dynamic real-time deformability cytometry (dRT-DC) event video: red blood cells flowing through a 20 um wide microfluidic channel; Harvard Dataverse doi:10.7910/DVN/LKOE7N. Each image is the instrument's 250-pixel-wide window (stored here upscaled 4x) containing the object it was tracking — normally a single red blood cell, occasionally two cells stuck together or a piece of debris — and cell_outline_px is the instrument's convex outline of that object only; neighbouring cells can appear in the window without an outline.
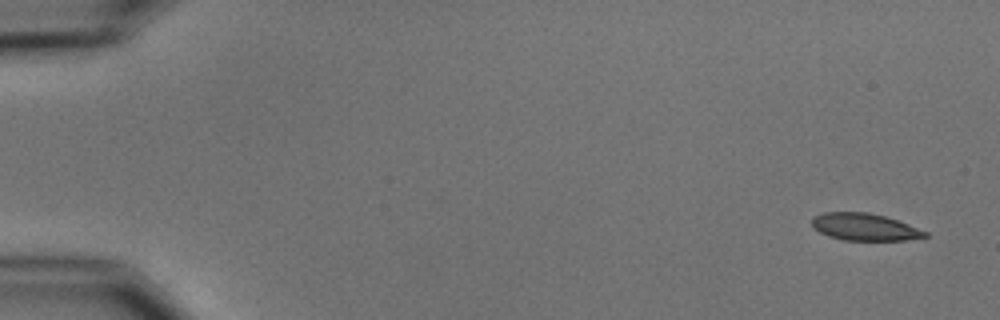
{"species": "common noctule bat (a hibernating species)", "species_latin": "Nyctalus noctula", "temperature_condition": "cold", "stored_images_in_passage": 5, "camera_frame_rate_fps": 3000, "um_per_image_px": 0.085, "animal": {"sex": "male", "body_mass_g": 15.6}, "frame": {"image": 1, "passage_image": 1, "time_ms": 0.0, "image_size_px": [1000, 320], "cell_outline_px": [[928, 236], [904, 240], [844, 240], [828, 236], [812, 228], [812, 216], [824, 212], [868, 212], [884, 216], [908, 224], [928, 232]], "centroid_in_image_um": [73.45, 19.29], "position_along_channel_um": 11.6, "area_um2": 17.86}}
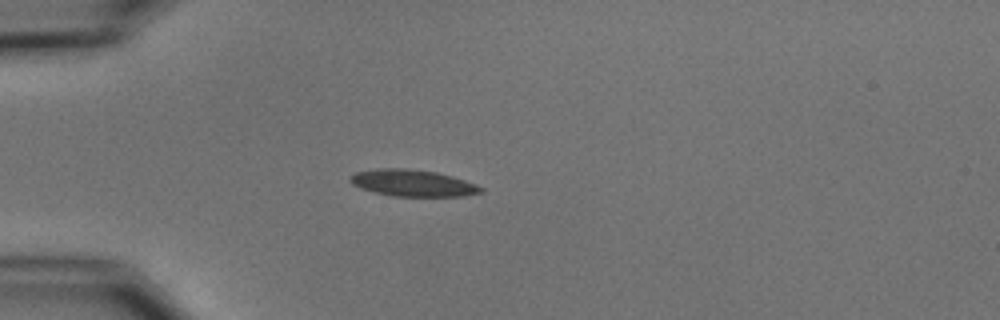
{"frame": {"image": 2, "passage_image": 4, "time_ms": 4.333, "image_size_px": [1000, 320], "cell_outline_px": [[484, 192], [464, 196], [392, 196], [360, 188], [352, 184], [348, 180], [356, 172], [376, 168], [404, 168], [436, 172], [452, 176], [476, 184], [484, 188]], "centroid_in_image_um": [35.1, 15.56], "position_along_channel_um": 49.9, "area_um2": 20.29}}